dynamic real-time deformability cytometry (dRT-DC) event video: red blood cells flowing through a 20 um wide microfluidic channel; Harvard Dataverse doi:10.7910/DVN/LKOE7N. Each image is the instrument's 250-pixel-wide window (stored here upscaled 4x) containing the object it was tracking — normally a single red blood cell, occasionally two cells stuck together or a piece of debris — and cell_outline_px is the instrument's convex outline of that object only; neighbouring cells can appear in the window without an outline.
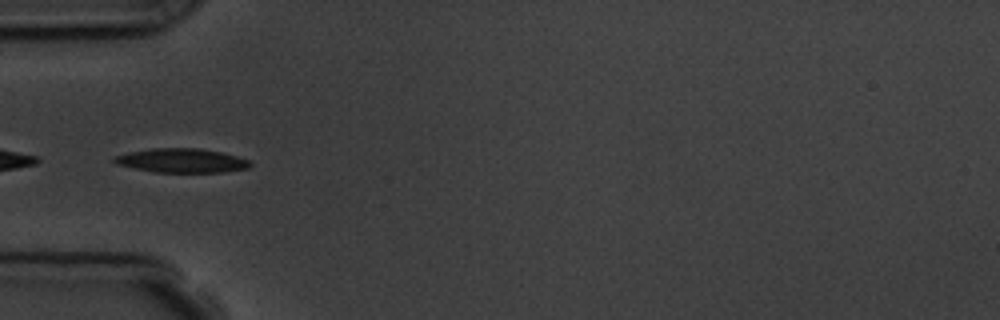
{"species": "common noctule bat (a hibernating species)", "species_latin": "Nyctalus noctula", "temperature_condition": "room temperature", "stored_images_in_passage": 6, "camera_frame_rate_fps": 3000, "um_per_image_px": 0.085, "animal": {"sex": "male", "body_mass_g": 19.5, "forearm_length_mm": 54.6}, "frame": {"image": 1, "passage_image": 4, "time_ms": 4.333, "image_size_px": [1000, 320], "cell_outline_px": [[252, 164], [248, 168], [224, 172], [152, 172], [116, 164], [112, 160], [112, 156], [128, 152], [152, 148], [200, 148], [220, 152], [236, 156], [248, 160]], "centroid_in_image_um": [15.39, 13.65], "position_along_channel_um": 69.6, "area_um2": 19.13}}
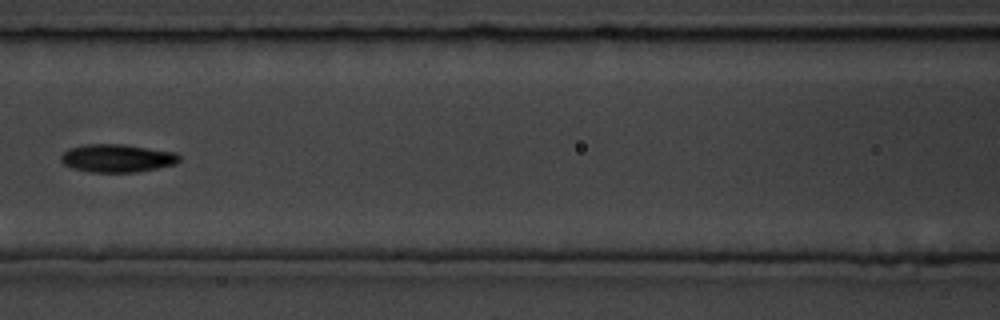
{"frame": {"image": 2, "passage_image": 6, "time_ms": 6.667, "image_size_px": [1000, 320], "cell_outline_px": [[180, 160], [176, 164], [136, 172], [88, 172], [72, 168], [64, 164], [60, 160], [60, 156], [68, 148], [84, 144], [124, 144], [176, 152], [180, 156]], "centroid_in_image_um": [9.94, 13.44], "position_along_channel_um": 156.7, "area_um2": 19.48}}